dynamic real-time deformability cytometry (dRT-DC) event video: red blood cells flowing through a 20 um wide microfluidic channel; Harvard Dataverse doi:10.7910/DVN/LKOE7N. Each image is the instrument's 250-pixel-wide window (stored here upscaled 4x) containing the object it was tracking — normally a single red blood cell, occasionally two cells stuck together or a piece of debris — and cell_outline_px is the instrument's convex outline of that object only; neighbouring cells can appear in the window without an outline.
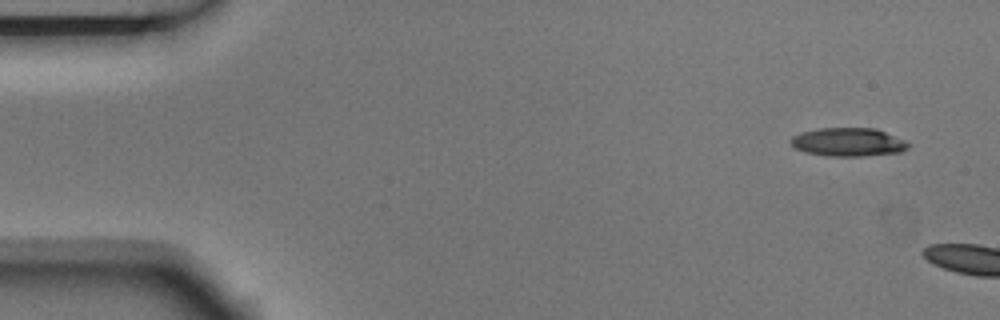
{"species": "Egyptian fruit bat (a non-hibernating species)", "species_latin": "Rousettus aegyptiacus", "temperature_condition": "room temperature", "stored_images_in_passage": 2, "camera_frame_rate_fps": 3000, "um_per_image_px": 0.085, "animal": {"sex": "male"}, "frame": {"image": 1, "passage_image": 1, "time_ms": 0.0, "image_size_px": [1000, 320], "cell_outline_px": [[908, 148], [900, 152], [860, 156], [828, 156], [804, 152], [796, 148], [788, 140], [792, 136], [800, 132], [820, 128], [876, 128], [904, 140], [908, 144]], "centroid_in_image_um": [72.05, 12.07], "position_along_channel_um": 12.9, "area_um2": 19.42}}